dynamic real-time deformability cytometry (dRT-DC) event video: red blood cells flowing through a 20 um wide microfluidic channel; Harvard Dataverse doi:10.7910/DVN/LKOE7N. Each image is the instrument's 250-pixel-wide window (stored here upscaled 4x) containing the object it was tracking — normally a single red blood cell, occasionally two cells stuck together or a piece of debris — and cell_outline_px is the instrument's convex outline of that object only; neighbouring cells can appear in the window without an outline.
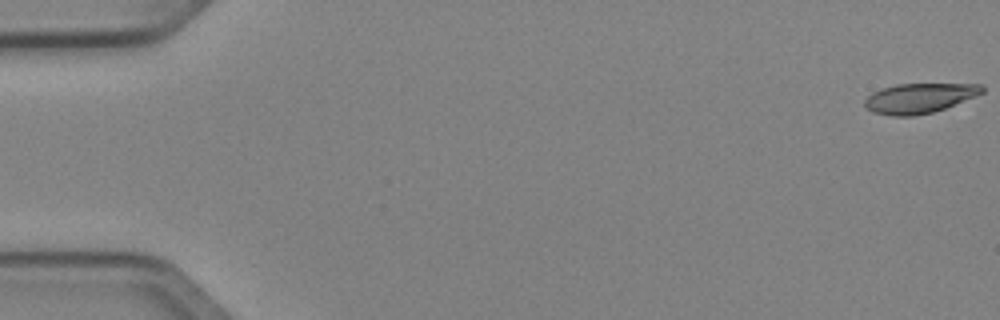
{"species": "Egyptian fruit bat (a non-hibernating species)", "species_latin": "Rousettus aegyptiacus", "temperature_condition": "cold", "stored_images_in_passage": 51, "camera_frame_rate_fps": 3000, "um_per_image_px": 0.085, "animal": {"sex": "female"}, "frame": {"image": 1, "passage_image": 1, "time_ms": 0.0, "image_size_px": [1000, 320], "cell_outline_px": [[984, 92], [976, 96], [944, 108], [932, 112], [912, 116], [892, 116], [872, 112], [864, 104], [864, 100], [872, 92], [896, 84], [984, 84]], "centroid_in_image_um": [78.14, 8.34], "position_along_channel_um": 6.9, "area_um2": 20.29}}
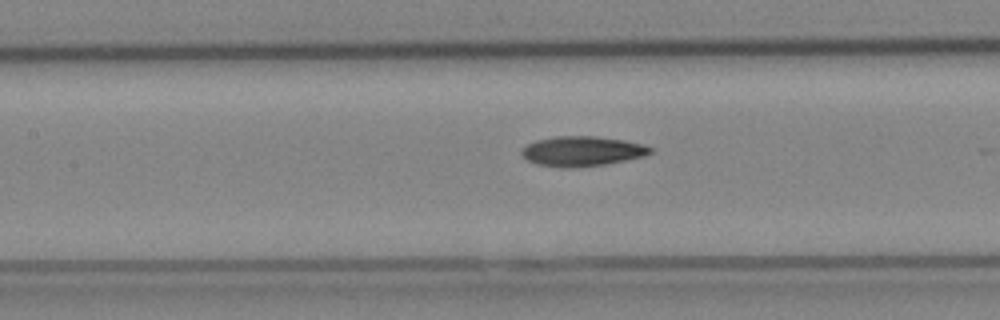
{"frame": {"image": 2, "passage_image": 24, "time_ms": 7.667, "image_size_px": [1000, 320], "cell_outline_px": [[656, 148], [652, 152], [644, 156], [604, 164], [572, 168], [560, 168], [536, 164], [528, 160], [520, 152], [520, 148], [536, 140], [556, 136], [596, 136], [624, 140], [644, 144]], "centroid_in_image_um": [49.48, 12.85], "position_along_channel_um": 157.9, "area_um2": 22.6}}
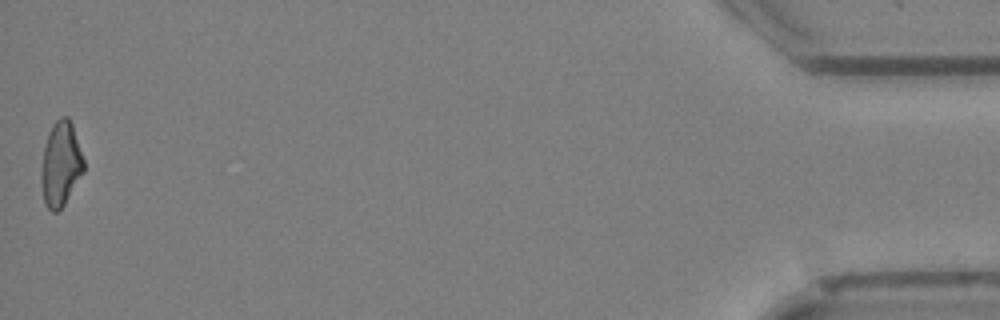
{"frame": {"image": 3, "passage_image": 51, "time_ms": 16.667, "image_size_px": [1000, 320], "cell_outline_px": [[84, 172], [64, 204], [56, 212], [52, 212], [44, 204], [40, 180], [40, 172], [44, 148], [48, 132], [52, 124], [60, 116], [68, 116], [72, 124], [84, 160]], "centroid_in_image_um": [5.14, 13.94], "position_along_channel_um": 430.1, "area_um2": 21.1}, "authors_computed_cell_mechanics": {"area_um2": 21.386, "velocity_mm_per_s": 4.0758, "shape_relaxation_time_tau1_ms": 6.3298, "shape_relaxation_time_tau2_ms": 11.0528, "deformation_change_tau1": 0.1708, "deformation_change_tau2": 0.2341}}